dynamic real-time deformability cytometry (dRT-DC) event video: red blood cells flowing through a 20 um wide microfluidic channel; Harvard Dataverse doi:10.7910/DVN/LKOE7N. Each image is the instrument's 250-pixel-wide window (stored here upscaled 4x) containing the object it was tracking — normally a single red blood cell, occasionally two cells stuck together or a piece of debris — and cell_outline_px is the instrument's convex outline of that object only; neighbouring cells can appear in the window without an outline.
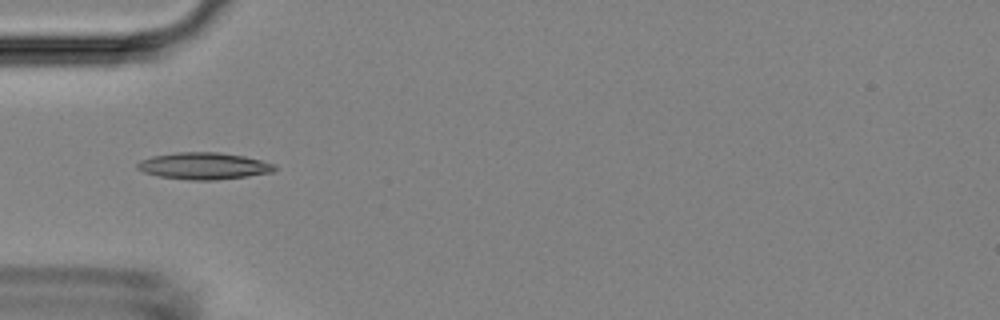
{"species": "Egyptian fruit bat (a non-hibernating species)", "species_latin": "Rousettus aegyptiacus", "temperature_condition": "room temperature", "stored_images_in_passage": 5, "camera_frame_rate_fps": 3000, "um_per_image_px": 0.085, "animal": {"sex": "female"}, "frame": {"image": 1, "passage_image": 4, "time_ms": 4.333, "image_size_px": [1000, 320], "cell_outline_px": [[280, 168], [272, 172], [248, 176], [216, 180], [188, 180], [160, 176], [144, 172], [136, 168], [136, 164], [140, 160], [152, 156], [176, 152], [220, 152], [244, 156], [276, 164]], "centroid_in_image_um": [17.35, 14.1], "position_along_channel_um": 67.6, "area_um2": 21.62}}